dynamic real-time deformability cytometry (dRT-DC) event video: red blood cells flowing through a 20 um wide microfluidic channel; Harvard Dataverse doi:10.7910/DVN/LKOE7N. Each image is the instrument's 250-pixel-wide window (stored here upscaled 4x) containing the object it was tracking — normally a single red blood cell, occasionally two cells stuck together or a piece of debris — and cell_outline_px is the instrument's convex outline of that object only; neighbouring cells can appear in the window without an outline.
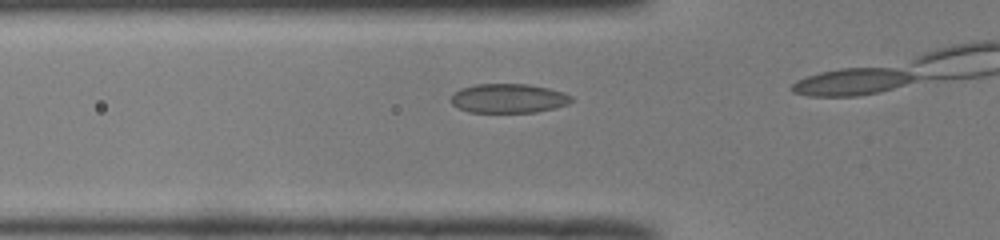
{"species": "common noctule bat (a hibernating species)", "species_latin": "Nyctalus noctula", "temperature_condition": "room temperature", "stored_images_in_passage": 10, "camera_frame_rate_fps": 3000, "um_per_image_px": 0.085, "animal": {"sex": "male", "body_mass_g": 19.0, "forearm_length_mm": 50.8}, "frame": {"image": 1, "passage_image": 10, "time_ms": 3.0, "image_size_px": [1000, 240], "cell_outline_px": [[572, 100], [568, 104], [536, 112], [468, 112], [456, 108], [448, 100], [456, 92], [464, 88], [476, 84], [528, 84], [548, 88], [564, 92], [572, 96]], "centroid_in_image_um": [43.2, 8.36], "position_along_channel_um": 82.6, "area_um2": 20.46}}